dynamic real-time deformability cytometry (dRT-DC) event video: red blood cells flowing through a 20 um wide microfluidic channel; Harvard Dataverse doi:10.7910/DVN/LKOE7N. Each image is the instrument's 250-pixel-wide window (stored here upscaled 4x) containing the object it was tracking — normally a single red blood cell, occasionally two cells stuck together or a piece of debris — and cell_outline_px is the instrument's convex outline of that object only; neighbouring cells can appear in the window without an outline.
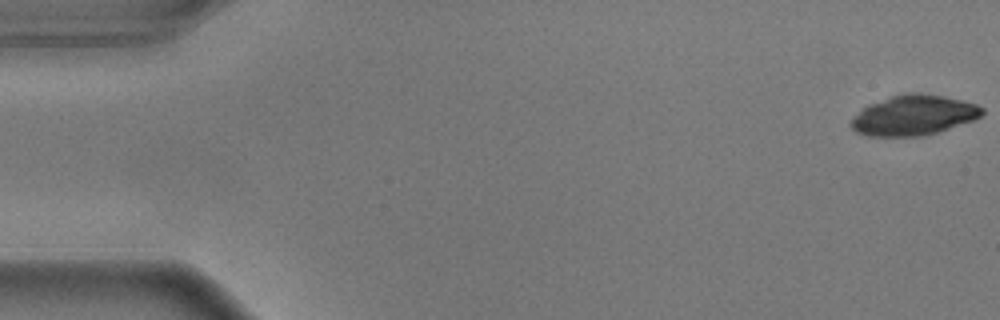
{"species": "common noctule bat (a hibernating species)", "species_latin": "Nyctalus noctula", "temperature_condition": "warm", "stored_images_in_passage": 55, "camera_frame_rate_fps": 3000, "um_per_image_px": 0.085, "animal": {"sex": "male", "body_mass_g": 17.9}, "frame": {"image": 1, "passage_image": 1, "time_ms": 0.0, "image_size_px": [1000, 320], "cell_outline_px": [[984, 112], [980, 116], [972, 120], [924, 136], [868, 136], [856, 132], [848, 124], [868, 104], [904, 92], [920, 92], [944, 96], [976, 104], [984, 108]], "centroid_in_image_um": [77.65, 9.79], "position_along_channel_um": 7.4, "area_um2": 30.4}}